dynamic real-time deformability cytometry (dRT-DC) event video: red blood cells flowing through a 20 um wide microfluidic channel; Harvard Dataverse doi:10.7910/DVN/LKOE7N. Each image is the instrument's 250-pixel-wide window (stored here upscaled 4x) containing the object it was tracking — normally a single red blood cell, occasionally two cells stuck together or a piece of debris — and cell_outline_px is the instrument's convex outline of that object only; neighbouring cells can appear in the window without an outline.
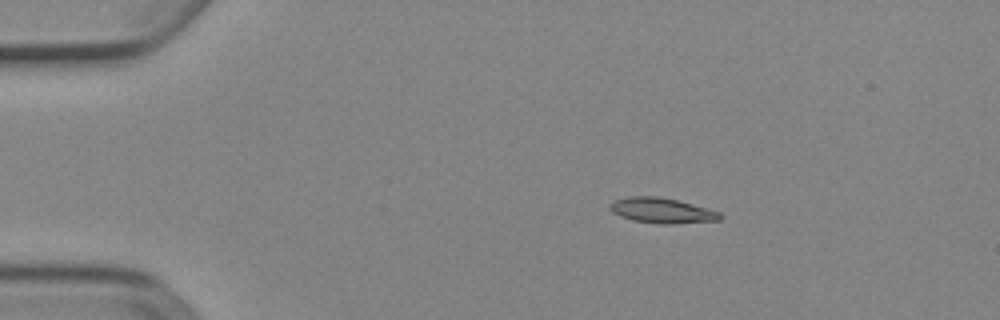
{"species": "Egyptian fruit bat (a non-hibernating species)", "species_latin": "Rousettus aegyptiacus", "temperature_condition": "cold", "stored_images_in_passage": 3, "camera_frame_rate_fps": 3000, "um_per_image_px": 0.085, "animal": {"sex": "female"}, "frame": {"image": 1, "passage_image": 2, "time_ms": 0.333, "image_size_px": [1000, 320], "cell_outline_px": [[724, 216], [720, 220], [672, 224], [660, 224], [632, 220], [620, 216], [612, 212], [608, 208], [608, 204], [616, 200], [628, 196], [656, 196], [676, 200], [692, 204], [720, 212]], "centroid_in_image_um": [56.24, 17.9], "position_along_channel_um": 28.8, "area_um2": 16.24}}